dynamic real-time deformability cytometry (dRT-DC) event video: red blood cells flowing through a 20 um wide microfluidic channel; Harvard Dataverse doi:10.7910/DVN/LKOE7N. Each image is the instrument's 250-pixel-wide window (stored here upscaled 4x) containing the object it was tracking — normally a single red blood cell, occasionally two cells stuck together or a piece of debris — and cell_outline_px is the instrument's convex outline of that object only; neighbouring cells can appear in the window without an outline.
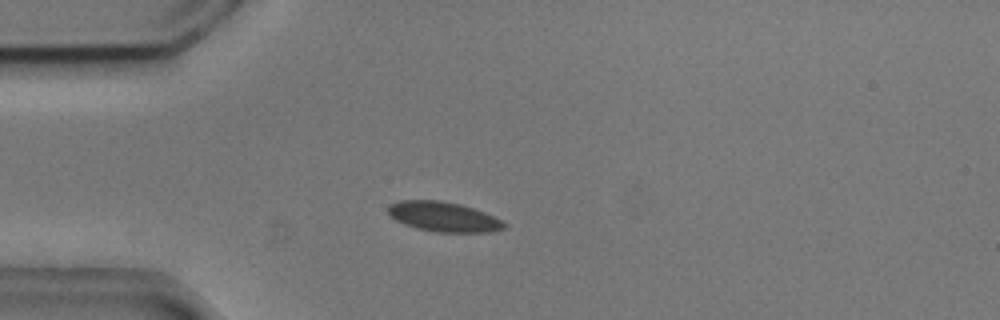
{"species": "common noctule bat (a hibernating species)", "species_latin": "Nyctalus noctula", "temperature_condition": "cold", "stored_images_in_passage": 4, "camera_frame_rate_fps": 3000, "um_per_image_px": 0.085, "animal": {"sex": "male", "body_mass_g": 20.5, "forearm_length_mm": 52.5}, "frame": {"image": 1, "passage_image": 4, "time_ms": 1.0, "image_size_px": [1000, 320], "cell_outline_px": [[508, 224], [504, 228], [488, 232], [436, 232], [416, 228], [404, 224], [396, 220], [388, 212], [388, 204], [400, 200], [440, 200], [460, 204], [484, 212]], "centroid_in_image_um": [37.67, 18.42], "position_along_channel_um": 47.3, "area_um2": 20.06}}